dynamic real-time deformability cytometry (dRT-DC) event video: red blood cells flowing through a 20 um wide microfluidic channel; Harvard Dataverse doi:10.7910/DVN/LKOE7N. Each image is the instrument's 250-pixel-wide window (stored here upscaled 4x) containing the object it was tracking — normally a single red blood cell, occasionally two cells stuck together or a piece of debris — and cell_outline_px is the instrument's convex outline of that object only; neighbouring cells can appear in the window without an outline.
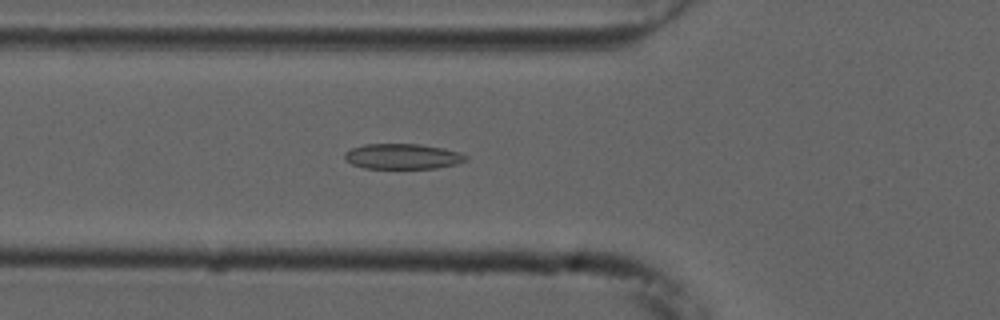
{"species": "common noctule bat (a hibernating species)", "species_latin": "Nyctalus noctula", "temperature_condition": "cold", "stored_images_in_passage": 37, "camera_frame_rate_fps": 3000, "um_per_image_px": 0.085, "animal": {"sex": "male", "forearm_length_mm": 52.5}, "frame": {"image": 1, "passage_image": 2, "time_ms": 0.333, "image_size_px": [1000, 320], "cell_outline_px": [[468, 160], [456, 164], [436, 168], [364, 168], [352, 164], [344, 156], [344, 152], [352, 148], [364, 144], [420, 144], [444, 148], [460, 152], [468, 156]], "centroid_in_image_um": [34.25, 13.29], "position_along_channel_um": 91.5, "area_um2": 17.92}}
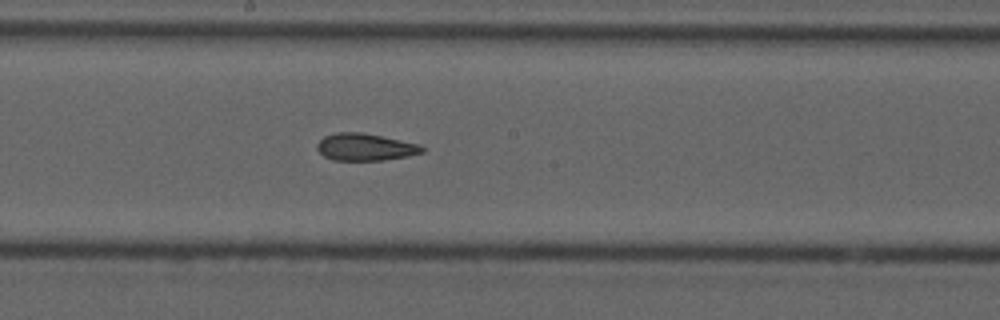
{"frame": {"image": 2, "passage_image": 12, "time_ms": 3.667, "image_size_px": [1000, 320], "cell_outline_px": [[424, 152], [408, 156], [384, 160], [332, 160], [324, 156], [316, 148], [316, 144], [324, 136], [336, 132], [360, 132], [420, 144], [424, 148]], "centroid_in_image_um": [31.03, 12.5], "position_along_channel_um": 217.2, "area_um2": 16.59}}
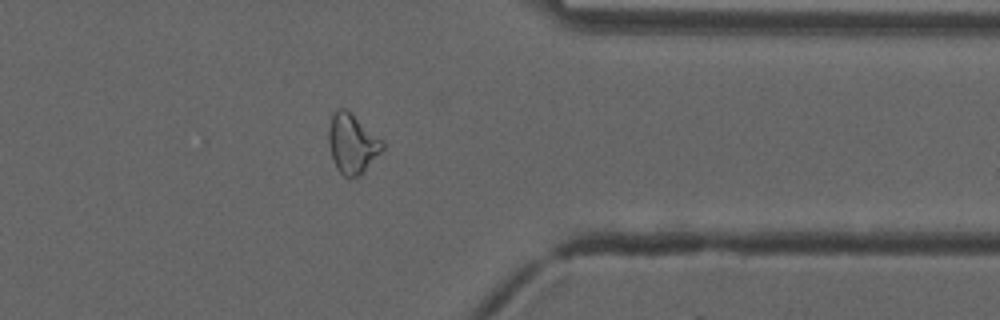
{"frame": {"image": 3, "passage_image": 26, "time_ms": 8.333, "image_size_px": [1000, 320], "cell_outline_px": [[384, 148], [364, 172], [356, 176], [344, 176], [336, 168], [328, 144], [328, 128], [332, 112], [336, 108], [344, 108], [380, 140], [384, 144]], "centroid_in_image_um": [29.88, 12.22], "position_along_channel_um": 381.5, "area_um2": 18.15}}